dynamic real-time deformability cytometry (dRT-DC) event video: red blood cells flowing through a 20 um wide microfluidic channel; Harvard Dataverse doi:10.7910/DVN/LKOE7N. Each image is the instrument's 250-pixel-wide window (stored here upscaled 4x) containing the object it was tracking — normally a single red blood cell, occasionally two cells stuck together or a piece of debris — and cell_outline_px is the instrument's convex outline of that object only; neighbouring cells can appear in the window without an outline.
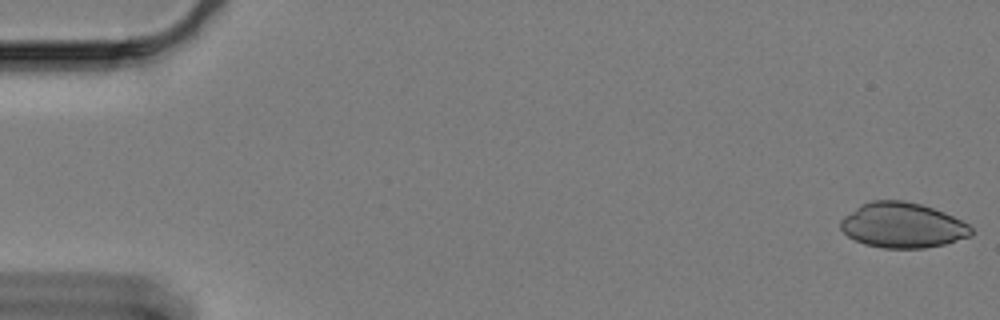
{"species": "Egyptian fruit bat (a non-hibernating species)", "species_latin": "Rousettus aegyptiacus", "temperature_condition": "cold", "stored_images_in_passage": 60, "camera_frame_rate_fps": 3000, "um_per_image_px": 0.085, "animal": {"sex": "female"}, "frame": {"image": 1, "passage_image": 1, "time_ms": 0.0, "image_size_px": [1000, 320], "cell_outline_px": [[972, 236], [944, 244], [924, 248], [884, 248], [864, 244], [848, 236], [840, 228], [840, 220], [844, 216], [856, 208], [872, 200], [904, 200], [920, 204], [944, 212], [968, 224], [972, 228]], "centroid_in_image_um": [76.72, 19.15], "position_along_channel_um": 8.3, "area_um2": 34.22}}